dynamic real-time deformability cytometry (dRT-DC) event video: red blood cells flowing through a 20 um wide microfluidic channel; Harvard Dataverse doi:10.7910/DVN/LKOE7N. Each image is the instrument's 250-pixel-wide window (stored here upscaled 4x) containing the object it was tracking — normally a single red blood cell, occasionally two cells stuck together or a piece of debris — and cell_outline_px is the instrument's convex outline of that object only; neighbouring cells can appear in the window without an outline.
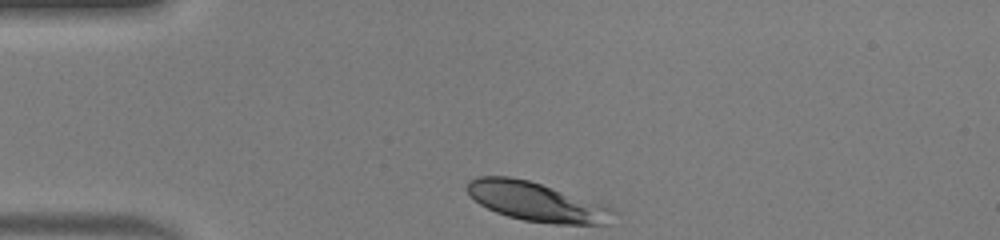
{"species": "human", "species_latin": "Homo sapiens", "temperature_condition": "warm", "stored_images_in_passage": 30, "camera_frame_rate_fps": 3000, "um_per_image_px": 0.085, "donor": {"sex": "male"}, "frame": {"image": 1, "passage_image": 1, "time_ms": 0.0, "image_size_px": [1000, 240], "cell_outline_px": [[616, 212], [608, 224], [552, 224], [524, 220], [508, 216], [496, 212], [480, 204], [468, 192], [468, 180], [476, 176], [508, 176], [528, 180], [612, 208]], "centroid_in_image_um": [45.57, 17.16], "position_along_channel_um": 39.4, "area_um2": 32.6}}
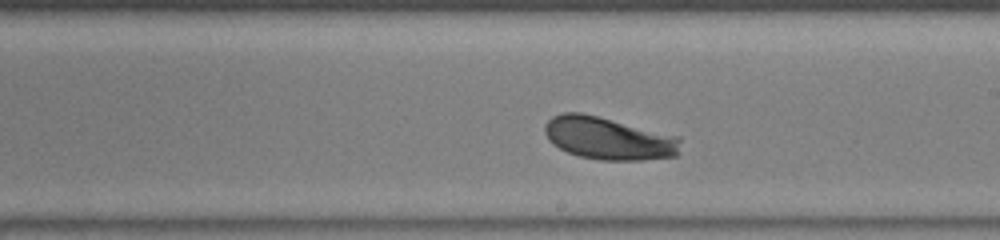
{"frame": {"image": 2, "passage_image": 18, "time_ms": 5.667, "image_size_px": [1000, 240], "cell_outline_px": [[680, 152], [676, 156], [640, 160], [600, 160], [580, 156], [568, 152], [552, 144], [548, 140], [544, 132], [544, 124], [552, 116], [564, 112], [580, 112], [680, 136]], "centroid_in_image_um": [51.72, 11.76], "position_along_channel_um": 237.3, "area_um2": 33.76}}
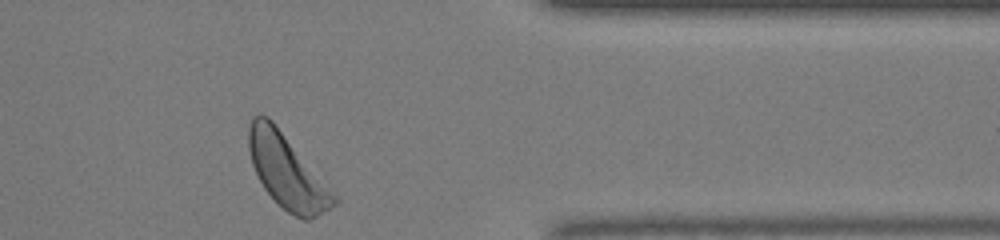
{"frame": {"image": 3, "passage_image": 30, "time_ms": 9.667, "image_size_px": [1000, 240], "cell_outline_px": [[340, 200], [336, 204], [316, 216], [308, 220], [304, 220], [288, 212], [264, 188], [252, 164], [248, 148], [248, 128], [252, 116], [260, 112], [268, 116], [272, 120]], "centroid_in_image_um": [24.37, 14.54], "position_along_channel_um": 387.0, "area_um2": 35.84}, "authors_computed_cell_mechanics": {"area_um2": 33.0327, "velocity_mm_per_s": 4.135, "shape_relaxation_time_tau1_ms": 1.6686, "shape_relaxation_time_tau2_ms": null, "deformation_change_tau1": 0.1359, "deformation_change_tau2": null}}